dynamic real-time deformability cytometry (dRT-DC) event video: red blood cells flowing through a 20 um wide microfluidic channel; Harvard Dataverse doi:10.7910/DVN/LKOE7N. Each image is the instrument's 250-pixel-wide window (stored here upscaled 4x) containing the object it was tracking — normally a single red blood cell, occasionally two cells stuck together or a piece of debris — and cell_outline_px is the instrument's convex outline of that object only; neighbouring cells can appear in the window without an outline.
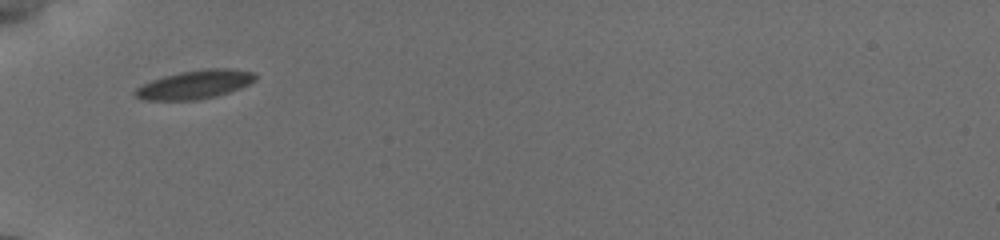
{"species": "common noctule bat (a hibernating species)", "species_latin": "Nyctalus noctula", "temperature_condition": "cold", "stored_images_in_passage": 42, "camera_frame_rate_fps": 3000, "um_per_image_px": 0.085, "animal": {"sex": "female", "body_mass_g": 19.5, "forearm_length_mm": 54.1}, "frame": {"image": 1, "passage_image": 1, "time_ms": 0.0, "image_size_px": [1000, 240], "cell_outline_px": [[256, 76], [248, 84], [228, 92], [216, 96], [196, 100], [144, 100], [136, 96], [132, 92], [136, 88], [152, 80], [164, 76], [180, 72], [204, 68], [228, 68], [252, 72]], "centroid_in_image_um": [16.51, 7.18], "position_along_channel_um": 68.5, "area_um2": 19.77}}
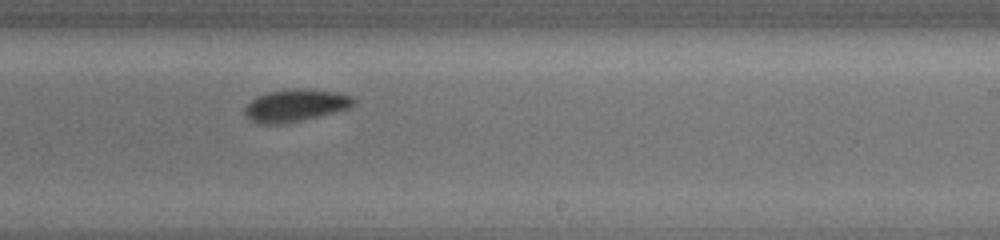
{"frame": {"image": 2, "passage_image": 19, "time_ms": 5.333, "image_size_px": [1000, 240], "cell_outline_px": [[356, 104], [348, 108], [336, 112], [284, 124], [256, 124], [244, 116], [244, 108], [256, 96], [268, 92], [296, 88], [308, 88], [336, 92], [356, 96]], "centroid_in_image_um": [25.13, 8.96], "position_along_channel_um": 263.9, "area_um2": 20.87}}
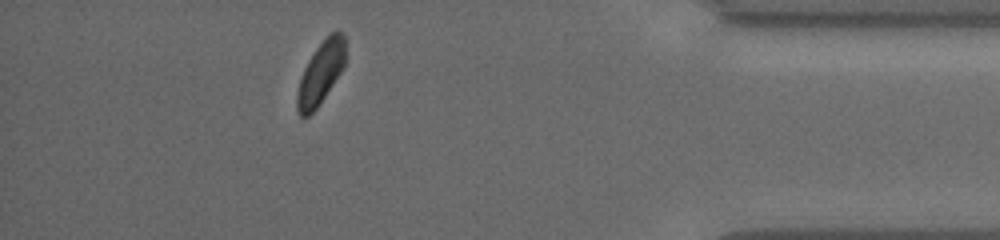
{"frame": {"image": 3, "passage_image": 36, "time_ms": 10.0, "image_size_px": [1000, 240], "cell_outline_px": [[344, 64], [340, 72], [316, 108], [308, 116], [300, 116], [296, 108], [296, 96], [300, 80], [304, 68], [308, 60], [316, 48], [328, 32], [340, 32], [344, 36]], "centroid_in_image_um": [27.23, 6.18], "position_along_channel_um": 408.0, "area_um2": 17.11}, "authors_computed_cell_mechanics": {"area_um2": 19.0162, "velocity_mm_per_s": 3.7794, "shape_relaxation_time_tau1_ms": 3.2062, "shape_relaxation_time_tau2_ms": null, "deformation_change_tau1": 0.1145, "deformation_change_tau2": null}}